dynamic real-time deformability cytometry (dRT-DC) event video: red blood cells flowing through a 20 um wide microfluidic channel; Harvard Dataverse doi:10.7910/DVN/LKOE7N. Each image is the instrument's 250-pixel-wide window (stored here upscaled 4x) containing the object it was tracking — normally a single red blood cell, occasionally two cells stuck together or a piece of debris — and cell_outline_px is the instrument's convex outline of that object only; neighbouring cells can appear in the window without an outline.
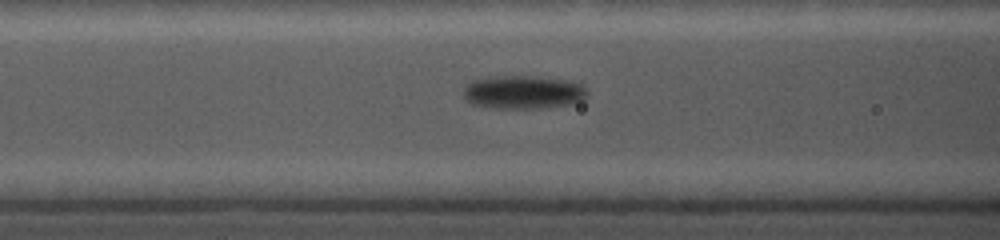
{"species": "common noctule bat (a hibernating species)", "species_latin": "Nyctalus noctula", "temperature_condition": "cold", "stored_images_in_passage": 15, "camera_frame_rate_fps": 5000, "um_per_image_px": 0.085, "animal": {"sex": "female", "body_mass_g": 19.0, "forearm_length_mm": 56.7}, "frame": {"image": 1, "passage_image": 7, "time_ms": 2.6, "image_size_px": [1000, 240], "cell_outline_px": [[588, 92], [580, 100], [572, 104], [540, 108], [492, 108], [472, 104], [464, 96], [464, 84], [472, 80], [492, 76], [536, 76], [568, 80], [584, 84]], "centroid_in_image_um": [44.46, 7.82], "position_along_channel_um": 122.1, "area_um2": 24.28}}
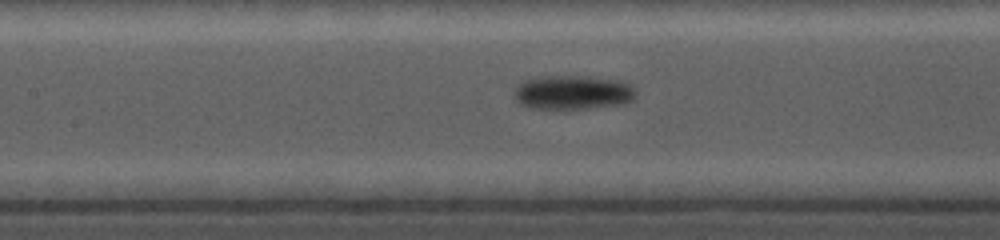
{"frame": {"image": 2, "passage_image": 10, "time_ms": 3.6, "image_size_px": [1000, 240], "cell_outline_px": [[636, 92], [632, 100], [624, 104], [588, 108], [532, 108], [520, 104], [516, 100], [516, 84], [524, 80], [536, 76], [576, 76], [624, 80], [632, 84]], "centroid_in_image_um": [48.71, 7.84], "position_along_channel_um": 158.7, "area_um2": 24.28}}
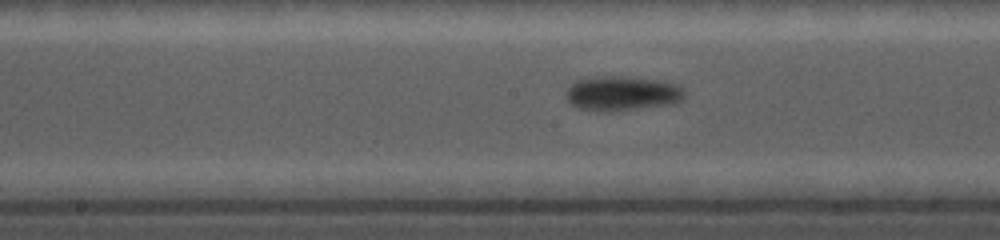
{"frame": {"image": 3, "passage_image": 13, "time_ms": 4.6, "image_size_px": [1000, 240], "cell_outline_px": [[684, 100], [676, 104], [608, 112], [580, 108], [572, 104], [568, 100], [568, 88], [576, 80], [588, 76], [628, 76], [664, 80], [680, 84], [684, 92]], "centroid_in_image_um": [52.97, 7.92], "position_along_channel_um": 195.2, "area_um2": 24.39}}